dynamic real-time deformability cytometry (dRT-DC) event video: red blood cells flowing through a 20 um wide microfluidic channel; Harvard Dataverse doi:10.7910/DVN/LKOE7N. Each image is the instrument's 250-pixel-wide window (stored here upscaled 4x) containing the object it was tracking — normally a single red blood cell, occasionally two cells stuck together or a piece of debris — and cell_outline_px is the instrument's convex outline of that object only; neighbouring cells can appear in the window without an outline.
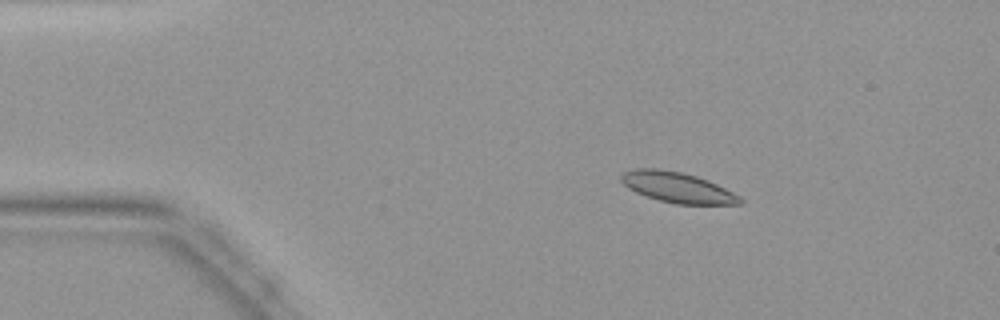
{"species": "common noctule bat (a hibernating species)", "species_latin": "Nyctalus noctula", "temperature_condition": "warm", "stored_images_in_passage": 46, "camera_frame_rate_fps": 3000, "um_per_image_px": 0.085, "animal": {"sex": "female", "body_mass_g": 19.9}, "frame": {"image": 1, "passage_image": 8, "time_ms": 2.333, "image_size_px": [1000, 320], "cell_outline_px": [[744, 200], [740, 204], [676, 204], [660, 200], [636, 192], [628, 188], [620, 180], [620, 176], [624, 172], [636, 168], [656, 168], [680, 172], [696, 176], [708, 180], [740, 196]], "centroid_in_image_um": [57.57, 15.92], "position_along_channel_um": 27.4, "area_um2": 20.87}}
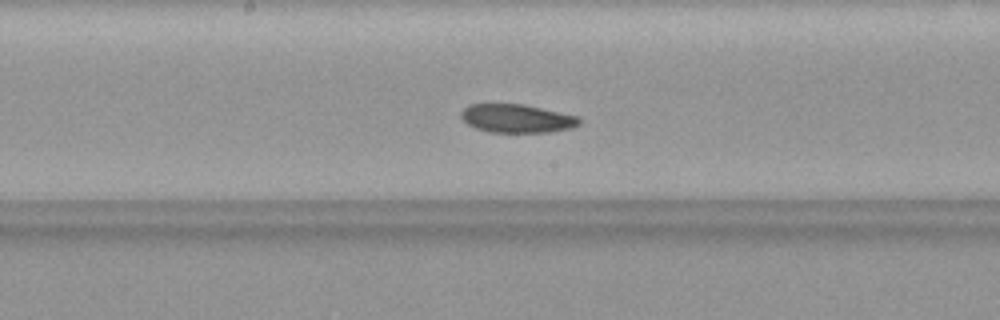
{"frame": {"image": 2, "passage_image": 24, "time_ms": 7.667, "image_size_px": [1000, 320], "cell_outline_px": [[580, 124], [572, 128], [548, 132], [488, 132], [476, 128], [468, 124], [460, 116], [460, 112], [468, 104], [524, 104], [580, 116]], "centroid_in_image_um": [43.95, 10.06], "position_along_channel_um": 204.3, "area_um2": 19.71}}
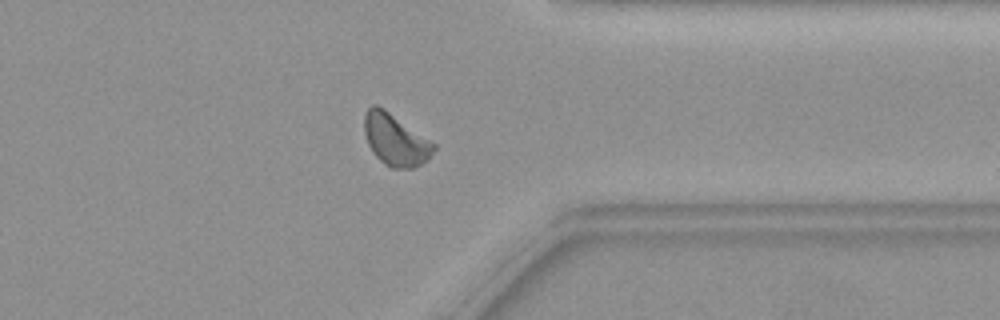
{"frame": {"image": 3, "passage_image": 36, "time_ms": 11.667, "image_size_px": [1000, 320], "cell_outline_px": [[436, 148], [428, 160], [412, 168], [392, 168], [384, 164], [372, 152], [368, 144], [364, 132], [364, 116], [368, 108], [372, 104], [376, 104], [384, 108], [436, 144]], "centroid_in_image_um": [33.6, 11.88], "position_along_channel_um": 377.8, "area_um2": 20.92}}